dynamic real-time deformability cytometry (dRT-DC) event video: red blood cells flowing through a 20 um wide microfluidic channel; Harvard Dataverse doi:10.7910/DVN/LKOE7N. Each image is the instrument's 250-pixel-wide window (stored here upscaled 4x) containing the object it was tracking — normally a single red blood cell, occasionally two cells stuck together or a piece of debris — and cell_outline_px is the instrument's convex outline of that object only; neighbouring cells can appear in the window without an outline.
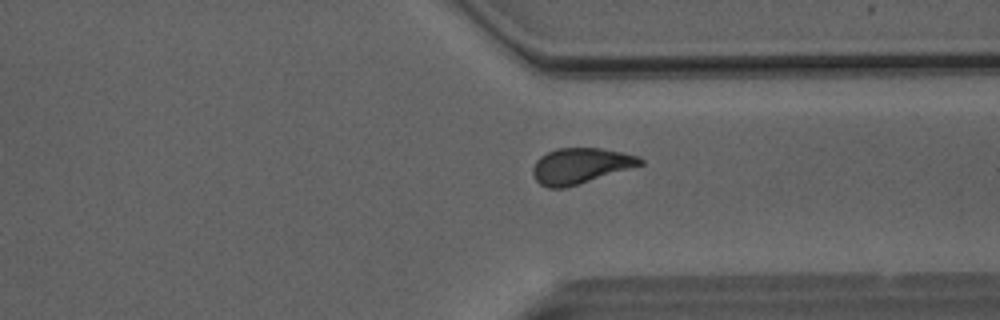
{"species": "Egyptian fruit bat (a non-hibernating species)", "species_latin": "Rousettus aegyptiacus", "temperature_condition": "room temperature", "stored_images_in_passage": 36, "camera_frame_rate_fps": 3000, "um_per_image_px": 0.085, "animal": {"sex": "male"}, "frame": {"image": 1, "passage_image": 24, "time_ms": 7.667, "image_size_px": [1000, 320], "cell_outline_px": [[644, 164], [564, 188], [548, 188], [540, 184], [536, 180], [532, 172], [532, 168], [536, 160], [540, 156], [556, 148], [600, 148], [640, 156], [644, 160]], "centroid_in_image_um": [49.32, 14.08], "position_along_channel_um": 362.1, "area_um2": 22.14}}
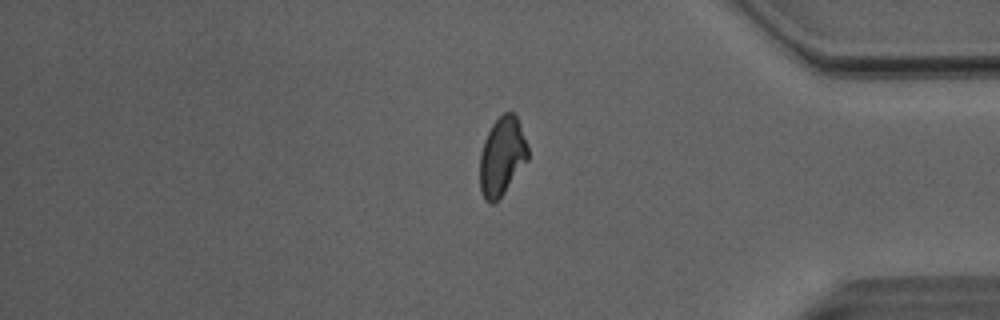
{"frame": {"image": 2, "passage_image": 28, "time_ms": 9.0, "image_size_px": [1000, 320], "cell_outline_px": [[528, 160], [504, 192], [492, 204], [488, 204], [484, 200], [480, 188], [480, 152], [484, 140], [492, 124], [504, 112], [512, 112], [516, 116], [520, 124], [528, 148]], "centroid_in_image_um": [42.66, 13.29], "position_along_channel_um": 392.5, "area_um2": 21.85}}
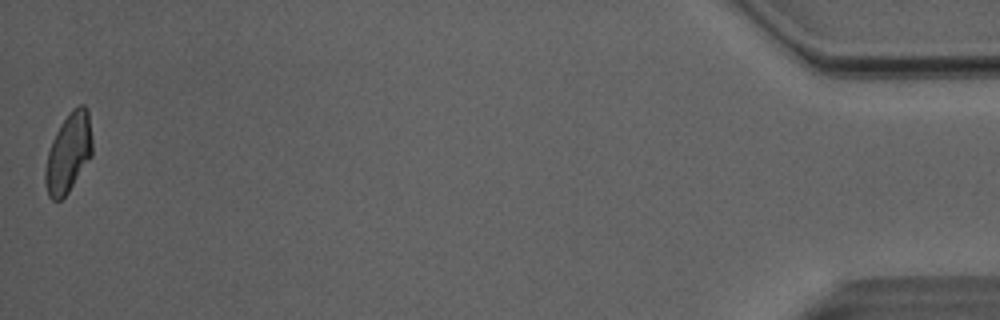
{"frame": {"image": 3, "passage_image": 36, "time_ms": 11.667, "image_size_px": [1000, 320], "cell_outline_px": [[92, 156], [68, 192], [60, 200], [52, 200], [48, 196], [44, 180], [44, 172], [48, 152], [52, 140], [60, 124], [72, 108], [80, 104], [84, 104], [88, 108], [92, 140]], "centroid_in_image_um": [5.82, 12.97], "position_along_channel_um": 429.4, "area_um2": 21.85}, "authors_computed_cell_mechanics": {"area_um2": 22.3108, "velocity_mm_per_s": 4.0707, "shape_relaxation_time_tau1_ms": 10.6809, "shape_relaxation_time_tau2_ms": 1.517, "deformation_change_tau1": 0.2159, "deformation_change_tau2": 0.0807}}